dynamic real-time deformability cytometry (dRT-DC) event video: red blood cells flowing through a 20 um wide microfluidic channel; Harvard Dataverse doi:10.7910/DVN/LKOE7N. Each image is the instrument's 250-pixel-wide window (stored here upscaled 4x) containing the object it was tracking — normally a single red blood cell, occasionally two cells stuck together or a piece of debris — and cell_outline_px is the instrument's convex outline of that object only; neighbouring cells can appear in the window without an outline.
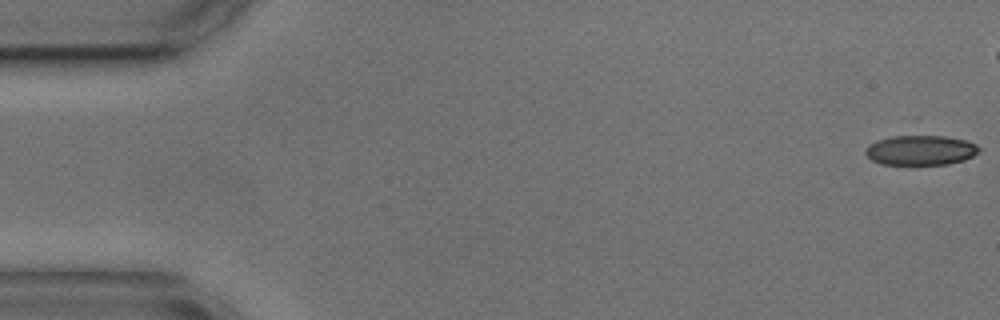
{"species": "common noctule bat (a hibernating species)", "species_latin": "Nyctalus noctula", "temperature_condition": "cold", "stored_images_in_passage": 13, "camera_frame_rate_fps": 3000, "um_per_image_px": 0.085, "animal": {"sex": "male", "body_mass_g": 17.9, "forearm_length_mm": 54.2}, "frame": {"image": 1, "passage_image": 1, "time_ms": 0.0, "image_size_px": [1000, 320], "cell_outline_px": [[980, 152], [964, 160], [948, 164], [880, 164], [872, 160], [864, 152], [868, 144], [876, 140], [892, 136], [916, 132], [944, 136], [964, 140], [976, 144], [980, 148]], "centroid_in_image_um": [78.23, 12.72], "position_along_channel_um": 6.8, "area_um2": 20.46}}